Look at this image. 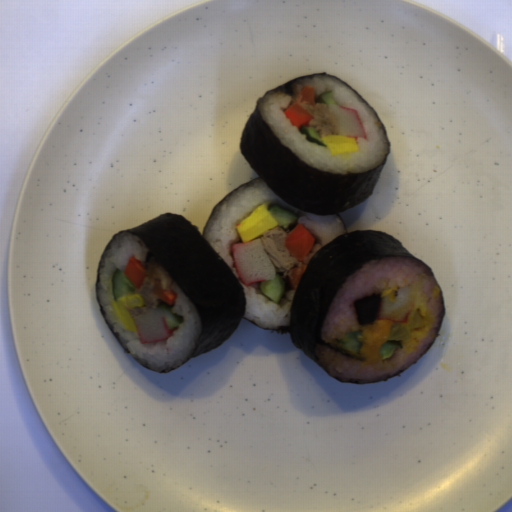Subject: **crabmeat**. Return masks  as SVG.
I'll return each mask as SVG.
<instances>
[{
  "mask_svg": "<svg viewBox=\"0 0 512 512\" xmlns=\"http://www.w3.org/2000/svg\"><path fill=\"white\" fill-rule=\"evenodd\" d=\"M235 270L240 281L250 286L258 281L274 280L277 273L260 236L243 243L236 242L231 246Z\"/></svg>",
  "mask_w": 512,
  "mask_h": 512,
  "instance_id": "f7934b28",
  "label": "crabmeat"
},
{
  "mask_svg": "<svg viewBox=\"0 0 512 512\" xmlns=\"http://www.w3.org/2000/svg\"><path fill=\"white\" fill-rule=\"evenodd\" d=\"M416 297L417 285L414 283L380 297L376 314L377 320L408 324V316L414 308Z\"/></svg>",
  "mask_w": 512,
  "mask_h": 512,
  "instance_id": "ab03a17e",
  "label": "crabmeat"
},
{
  "mask_svg": "<svg viewBox=\"0 0 512 512\" xmlns=\"http://www.w3.org/2000/svg\"><path fill=\"white\" fill-rule=\"evenodd\" d=\"M133 320L142 345L148 342L167 340L176 330H179V326L169 328L162 311L155 307L133 317Z\"/></svg>",
  "mask_w": 512,
  "mask_h": 512,
  "instance_id": "da637512",
  "label": "crabmeat"
},
{
  "mask_svg": "<svg viewBox=\"0 0 512 512\" xmlns=\"http://www.w3.org/2000/svg\"><path fill=\"white\" fill-rule=\"evenodd\" d=\"M336 118L338 136L366 139V132L361 118L355 109L337 104H326Z\"/></svg>",
  "mask_w": 512,
  "mask_h": 512,
  "instance_id": "9d59a246",
  "label": "crabmeat"
}]
</instances>
